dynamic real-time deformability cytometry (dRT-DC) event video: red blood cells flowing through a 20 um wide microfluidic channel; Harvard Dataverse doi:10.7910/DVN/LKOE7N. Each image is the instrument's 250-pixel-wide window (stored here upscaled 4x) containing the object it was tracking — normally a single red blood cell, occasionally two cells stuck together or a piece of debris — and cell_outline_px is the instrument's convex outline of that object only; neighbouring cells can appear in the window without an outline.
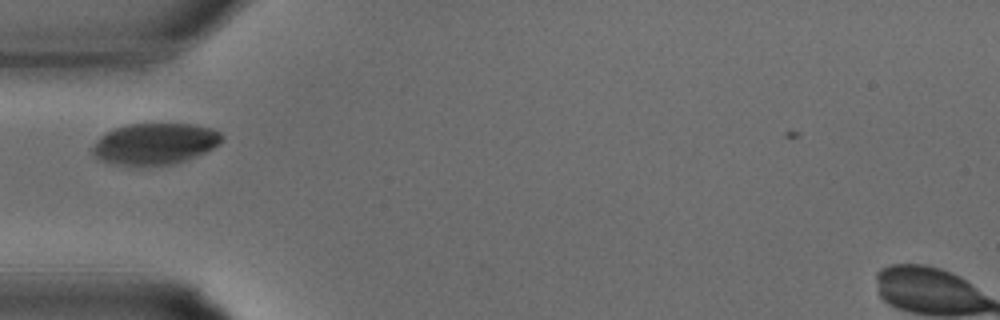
{"species": "common noctule bat (a hibernating species)", "species_latin": "Nyctalus noctula", "temperature_condition": "warm", "stored_images_in_passage": 24, "camera_frame_rate_fps": 3000, "um_per_image_px": 0.085, "animal": {"sex": "male", "body_mass_g": 15.6}, "frame": {"image": 1, "passage_image": 2, "time_ms": 0.333, "image_size_px": [1000, 320], "cell_outline_px": [[224, 140], [220, 144], [188, 160], [176, 164], [140, 168], [112, 164], [100, 160], [92, 152], [92, 148], [96, 140], [100, 136], [116, 128], [128, 124], [196, 124], [212, 128], [220, 132], [224, 136]], "centroid_in_image_um": [13.18, 12.26], "position_along_channel_um": 71.8, "area_um2": 31.91}}
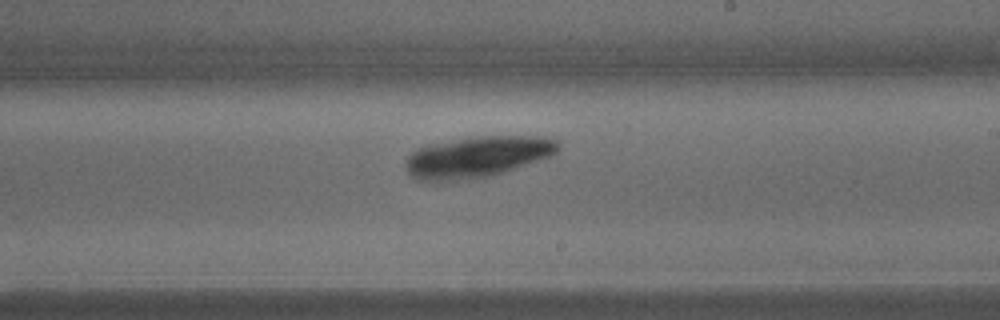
{"frame": {"image": 2, "passage_image": 11, "time_ms": 3.333, "image_size_px": [1000, 320], "cell_outline_px": [[560, 148], [552, 156], [492, 176], [472, 180], [440, 184], [416, 180], [404, 168], [404, 164], [408, 156], [416, 148], [432, 144], [480, 136], [544, 136], [556, 140], [560, 144]], "centroid_in_image_um": [40.53, 13.38], "position_along_channel_um": 248.5, "area_um2": 37.4}}
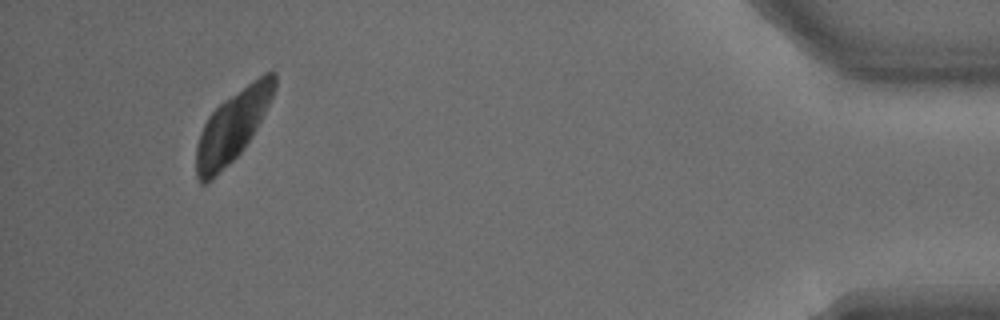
{"frame": {"image": 3, "passage_image": 23, "time_ms": 7.333, "image_size_px": [1000, 320], "cell_outline_px": [[276, 88], [256, 128], [244, 148], [208, 184], [200, 184], [196, 176], [196, 144], [200, 132], [208, 116], [224, 100], [264, 72], [272, 68], [276, 72]], "centroid_in_image_um": [19.75, 10.72], "position_along_channel_um": 415.5, "area_um2": 32.02}}